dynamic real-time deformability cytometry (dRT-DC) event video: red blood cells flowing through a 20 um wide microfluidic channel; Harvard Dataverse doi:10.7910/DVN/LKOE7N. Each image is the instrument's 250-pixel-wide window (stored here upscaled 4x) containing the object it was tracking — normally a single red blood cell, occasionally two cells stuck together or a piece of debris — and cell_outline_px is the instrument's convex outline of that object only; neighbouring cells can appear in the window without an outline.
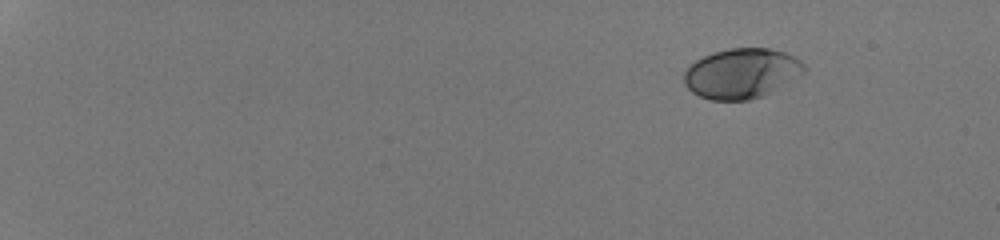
{"species": "human", "species_latin": "Homo sapiens", "temperature_condition": "room temperature", "stored_images_in_passage": 47, "camera_frame_rate_fps": 3000, "um_per_image_px": 0.085, "donor": {"sex": "male"}, "frame": {"image": 1, "passage_image": 1, "time_ms": 0.0, "image_size_px": [1000, 240], "cell_outline_px": [[808, 68], [804, 72], [764, 96], [748, 100], [712, 100], [700, 96], [692, 92], [684, 84], [684, 72], [688, 64], [712, 52], [732, 48], [768, 48], [784, 52], [800, 60]], "centroid_in_image_um": [63.0, 6.23], "position_along_channel_um": 22.0, "area_um2": 34.97}}
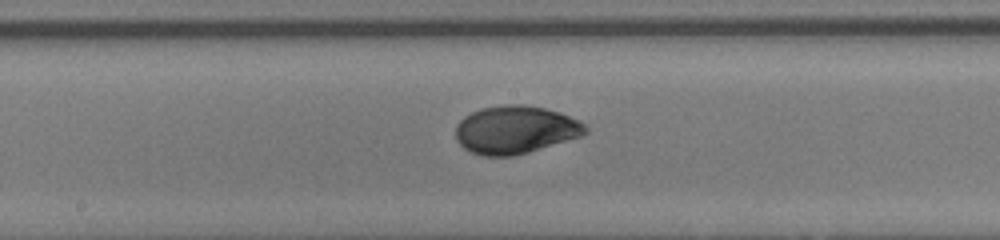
{"frame": {"image": 2, "passage_image": 27, "time_ms": 8.667, "image_size_px": [1000, 240], "cell_outline_px": [[588, 132], [580, 136], [528, 152], [512, 156], [480, 156], [464, 148], [456, 140], [456, 124], [464, 116], [480, 108], [504, 104], [524, 104], [544, 108], [560, 112], [580, 120], [588, 128]], "centroid_in_image_um": [43.79, 11.02], "position_along_channel_um": 204.4, "area_um2": 36.36}}
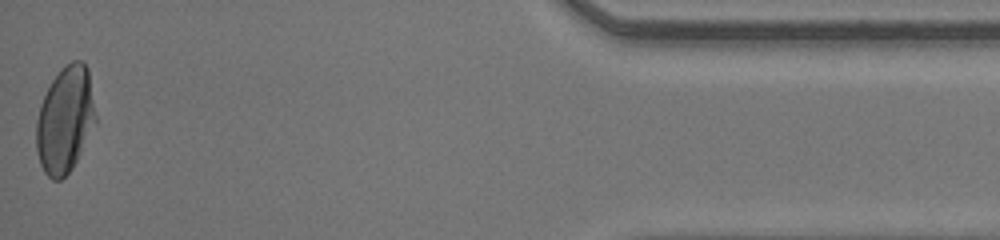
{"frame": {"image": 3, "passage_image": 47, "time_ms": 15.333, "image_size_px": [1000, 240], "cell_outline_px": [[96, 120], [72, 168], [60, 180], [52, 180], [44, 172], [40, 164], [36, 148], [36, 120], [40, 104], [52, 80], [72, 60], [80, 60], [88, 68], [96, 116]], "centroid_in_image_um": [5.51, 10.19], "position_along_channel_um": 429.7, "area_um2": 36.18}, "authors_computed_cell_mechanics": {"area_um2": 35.4314, "velocity_mm_per_s": 4.2475, "shape_relaxation_time_tau1_ms": 2.6971, "shape_relaxation_time_tau2_ms": null, "deformation_change_tau1": 0.1513, "deformation_change_tau2": null}}